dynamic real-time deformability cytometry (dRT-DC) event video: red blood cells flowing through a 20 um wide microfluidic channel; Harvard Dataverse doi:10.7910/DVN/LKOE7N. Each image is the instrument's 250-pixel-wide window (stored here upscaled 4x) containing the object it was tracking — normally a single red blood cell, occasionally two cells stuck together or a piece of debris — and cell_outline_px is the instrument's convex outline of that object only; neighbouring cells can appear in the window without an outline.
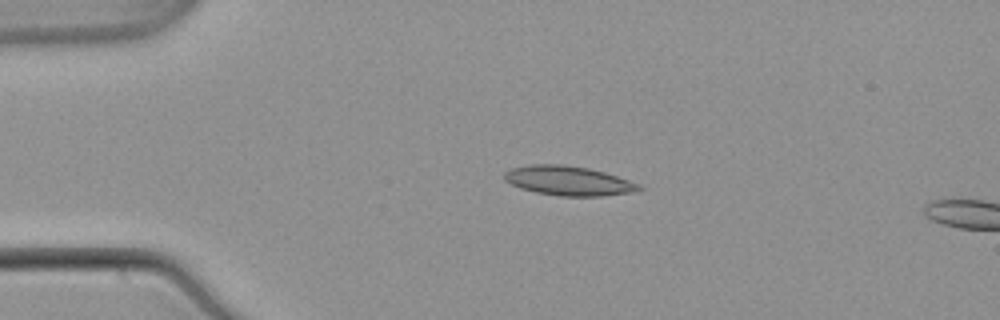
{"species": "common noctule bat (a hibernating species)", "species_latin": "Nyctalus noctula", "temperature_condition": "warm", "stored_images_in_passage": 4, "camera_frame_rate_fps": 3000, "um_per_image_px": 0.085, "animal": {"sex": "male", "body_mass_g": 21.5, "forearm_length_mm": 52.0}, "frame": {"image": 1, "passage_image": 1, "time_ms": 0.0, "image_size_px": [1000, 320], "cell_outline_px": [[644, 188], [632, 192], [604, 196], [560, 196], [536, 192], [520, 188], [504, 180], [504, 172], [512, 168], [528, 164], [564, 164], [588, 168], [604, 172], [640, 184]], "centroid_in_image_um": [48.3, 15.36], "position_along_channel_um": 36.7, "area_um2": 23.12}}